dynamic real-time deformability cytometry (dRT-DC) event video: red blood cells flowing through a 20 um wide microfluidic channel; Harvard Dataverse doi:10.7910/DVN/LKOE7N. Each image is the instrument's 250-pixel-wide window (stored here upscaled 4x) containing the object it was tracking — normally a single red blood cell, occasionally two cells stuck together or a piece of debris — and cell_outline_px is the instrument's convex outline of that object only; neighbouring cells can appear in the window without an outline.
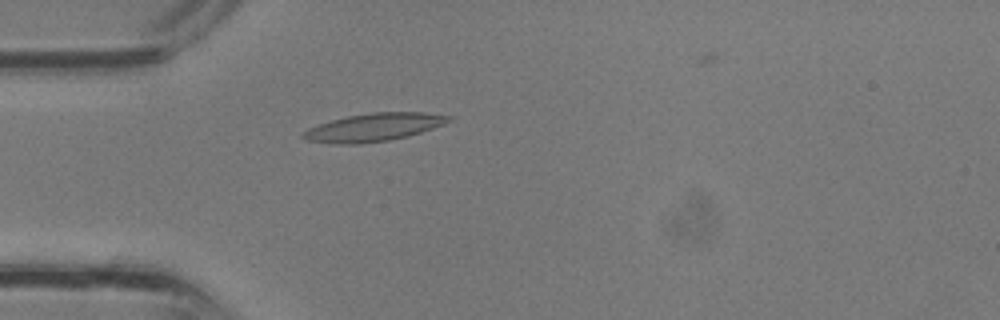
{"species": "common noctule bat (a hibernating species)", "species_latin": "Nyctalus noctula", "temperature_condition": "room temperature", "stored_images_in_passage": 27, "camera_frame_rate_fps": 3000, "um_per_image_px": 0.085, "animal": {"sex": "male", "body_mass_g": 13.3}, "frame": {"image": 1, "passage_image": 2, "time_ms": 0.333, "image_size_px": [1000, 320], "cell_outline_px": [[452, 120], [432, 128], [408, 136], [388, 140], [360, 144], [328, 144], [308, 140], [300, 136], [308, 128], [332, 120], [348, 116], [372, 112], [424, 112], [452, 116]], "centroid_in_image_um": [31.76, 10.82], "position_along_channel_um": 53.2, "area_um2": 23.58}}
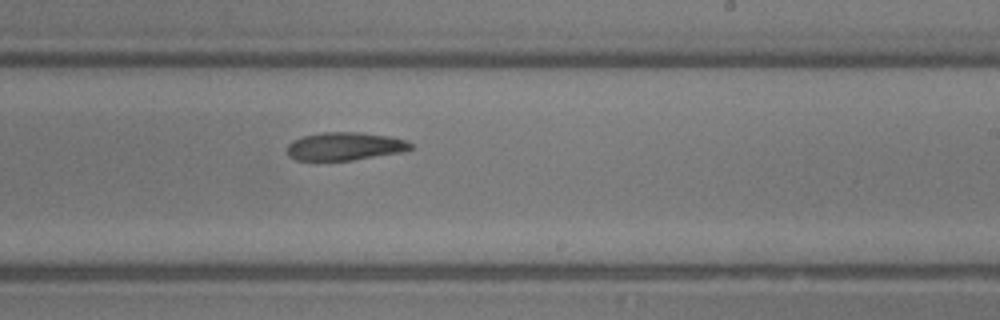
{"frame": {"image": 2, "passage_image": 13, "time_ms": 4.0, "image_size_px": [1000, 320], "cell_outline_px": [[416, 148], [400, 152], [352, 160], [296, 160], [288, 156], [288, 144], [292, 140], [304, 136], [324, 132], [356, 132], [388, 136], [404, 140], [412, 144]], "centroid_in_image_um": [29.3, 12.43], "position_along_channel_um": 259.7, "area_um2": 20.0}}
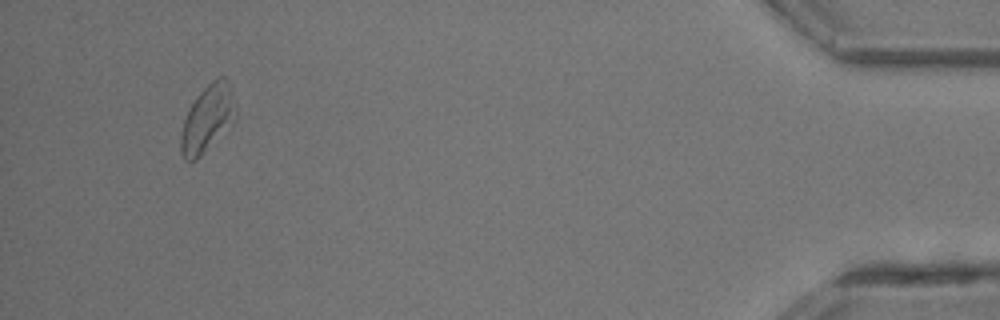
{"frame": {"image": 3, "passage_image": 25, "time_ms": 8.0, "image_size_px": [1000, 320], "cell_outline_px": [[236, 120], [196, 160], [184, 160], [180, 152], [180, 136], [184, 120], [188, 108], [196, 96], [212, 80], [220, 76], [224, 76], [228, 80], [236, 108]], "centroid_in_image_um": [17.63, 10.07], "position_along_channel_um": 417.6, "area_um2": 21.39}}